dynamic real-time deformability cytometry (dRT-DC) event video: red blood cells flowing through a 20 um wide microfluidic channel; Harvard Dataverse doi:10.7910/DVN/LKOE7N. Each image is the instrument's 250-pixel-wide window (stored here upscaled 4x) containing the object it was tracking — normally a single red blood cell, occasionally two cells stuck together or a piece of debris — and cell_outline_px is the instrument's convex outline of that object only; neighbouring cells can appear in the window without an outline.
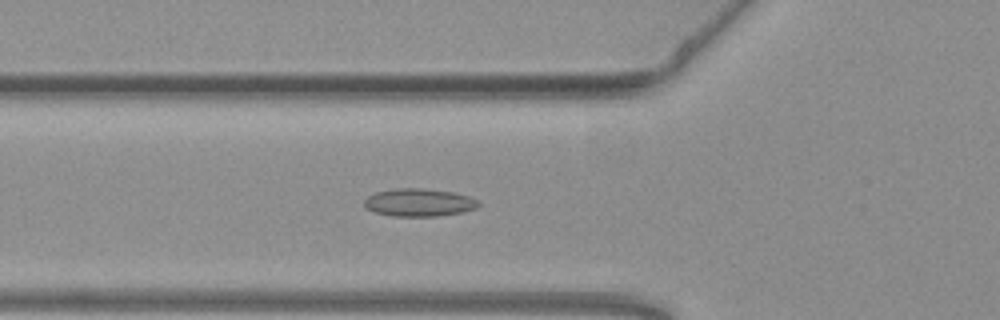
{"species": "common noctule bat (a hibernating species)", "species_latin": "Nyctalus noctula", "temperature_condition": "warm", "stored_images_in_passage": 55, "camera_frame_rate_fps": 3000, "um_per_image_px": 0.085, "animal": {"sex": "female", "body_mass_g": 19.3, "forearm_length_mm": 54.1}, "frame": {"image": 1, "passage_image": 19, "time_ms": 6.0, "image_size_px": [1000, 320], "cell_outline_px": [[480, 204], [476, 208], [464, 212], [440, 216], [392, 216], [376, 212], [368, 208], [364, 204], [364, 200], [368, 196], [376, 192], [396, 188], [420, 188], [452, 192], [468, 196], [476, 200]], "centroid_in_image_um": [35.63, 17.21], "position_along_channel_um": 90.2, "area_um2": 18.38}}
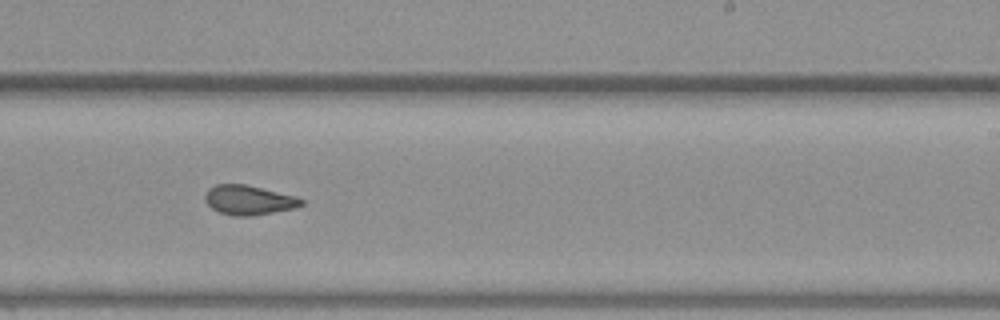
{"frame": {"image": 2, "passage_image": 33, "time_ms": 10.667, "image_size_px": [1000, 320], "cell_outline_px": [[304, 204], [296, 208], [248, 216], [236, 216], [220, 212], [212, 208], [204, 200], [204, 196], [208, 188], [216, 184], [244, 184], [296, 196], [304, 200]], "centroid_in_image_um": [21.14, 17.0], "position_along_channel_um": 267.9, "area_um2": 16.47}}
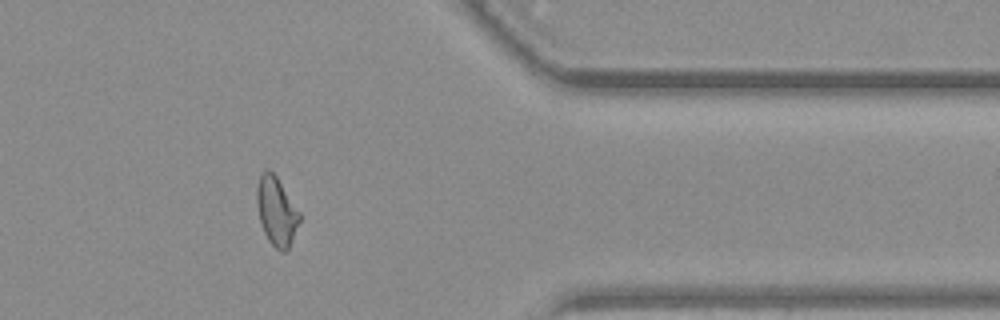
{"frame": {"image": 3, "passage_image": 44, "time_ms": 14.333, "image_size_px": [1000, 320], "cell_outline_px": [[300, 220], [288, 248], [284, 252], [280, 252], [268, 240], [264, 232], [260, 220], [256, 204], [256, 188], [260, 172], [268, 168], [276, 176], [300, 212]], "centroid_in_image_um": [23.47, 17.92], "position_along_channel_um": 387.9, "area_um2": 16.99}, "authors_computed_cell_mechanics": {"area_um2": 17.629, "velocity_mm_per_s": 3.7984, "shape_relaxation_time_tau1_ms": null, "shape_relaxation_time_tau2_ms": 1.8291, "deformation_change_tau1": null, "deformation_change_tau2": 0.0818}}